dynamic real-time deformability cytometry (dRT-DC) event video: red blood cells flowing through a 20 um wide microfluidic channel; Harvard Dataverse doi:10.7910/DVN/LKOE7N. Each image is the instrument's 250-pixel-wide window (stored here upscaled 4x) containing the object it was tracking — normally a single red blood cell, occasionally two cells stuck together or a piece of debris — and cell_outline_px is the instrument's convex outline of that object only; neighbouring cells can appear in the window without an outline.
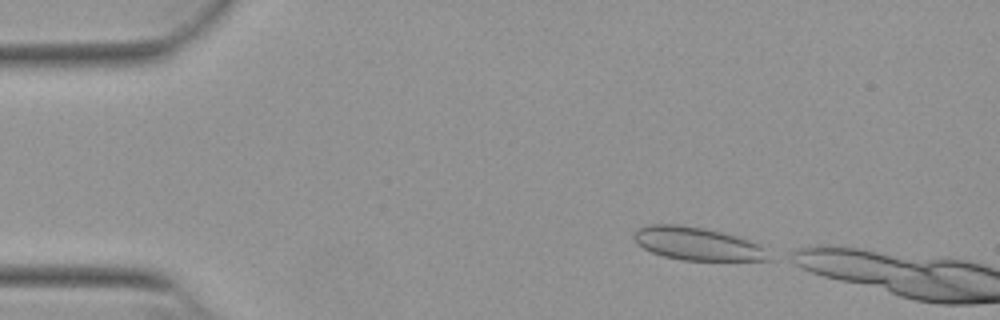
{"species": "Egyptian fruit bat (a non-hibernating species)", "species_latin": "Rousettus aegyptiacus", "temperature_condition": "warm", "stored_images_in_passage": 9, "camera_frame_rate_fps": 3000, "um_per_image_px": 0.085, "animal": {"sex": "female"}, "frame": {"image": 1, "passage_image": 1, "time_ms": 0.0, "image_size_px": [1000, 320], "cell_outline_px": [[772, 260], [680, 260], [664, 256], [652, 252], [636, 244], [632, 236], [636, 228], [652, 224], [676, 224], [704, 228], [736, 236], [760, 244]], "centroid_in_image_um": [59.21, 20.71], "position_along_channel_um": 25.8, "area_um2": 25.78}}